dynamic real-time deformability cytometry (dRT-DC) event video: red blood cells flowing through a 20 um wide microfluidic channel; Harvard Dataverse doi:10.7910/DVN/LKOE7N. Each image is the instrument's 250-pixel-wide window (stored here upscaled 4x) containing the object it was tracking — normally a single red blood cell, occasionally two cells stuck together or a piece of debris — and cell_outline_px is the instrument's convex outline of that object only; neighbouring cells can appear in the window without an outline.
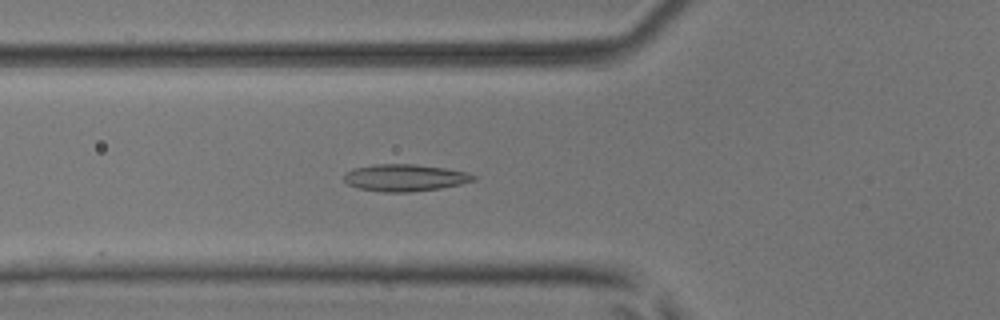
{"species": "common noctule bat (a hibernating species)", "species_latin": "Nyctalus noctula", "temperature_condition": "room temperature", "stored_images_in_passage": 53, "camera_frame_rate_fps": 3000, "um_per_image_px": 0.085, "animal": {"sex": "male", "body_mass_g": 17.9, "forearm_length_mm": 54.2}, "frame": {"image": 1, "passage_image": 19, "time_ms": 6.0, "image_size_px": [1000, 320], "cell_outline_px": [[476, 180], [460, 184], [440, 188], [408, 192], [380, 192], [356, 188], [348, 184], [344, 180], [344, 176], [352, 168], [376, 164], [416, 164], [444, 168], [468, 172], [476, 176]], "centroid_in_image_um": [34.41, 15.11], "position_along_channel_um": 91.4, "area_um2": 20.4}}
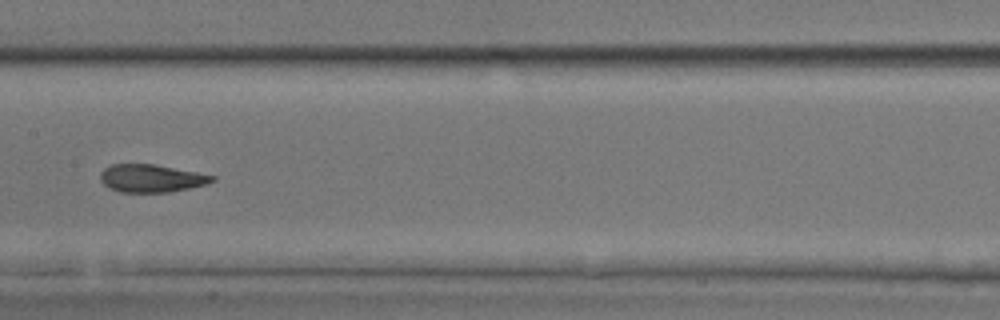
{"frame": {"image": 2, "passage_image": 27, "time_ms": 8.667, "image_size_px": [1000, 320], "cell_outline_px": [[216, 180], [204, 184], [188, 188], [168, 192], [120, 192], [108, 188], [100, 180], [100, 172], [104, 168], [112, 164], [156, 164], [216, 176]], "centroid_in_image_um": [12.82, 15.15], "position_along_channel_um": 194.6, "area_um2": 18.09}}
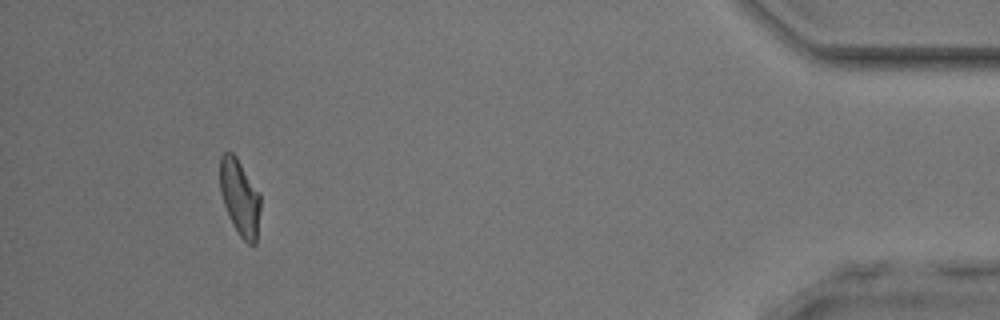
{"frame": {"image": 3, "passage_image": 49, "time_ms": 16.0, "image_size_px": [1000, 320], "cell_outline_px": [[260, 208], [256, 244], [248, 244], [240, 236], [232, 224], [228, 216], [220, 192], [220, 156], [224, 152], [232, 152], [236, 156], [260, 192]], "centroid_in_image_um": [20.38, 16.77], "position_along_channel_um": 414.8, "area_um2": 18.09}, "authors_computed_cell_mechanics": {"area_um2": 18.9006, "velocity_mm_per_s": 3.8673, "shape_relaxation_time_tau1_ms": 8.4703, "shape_relaxation_time_tau2_ms": 1.772, "deformation_change_tau1": 0.1934, "deformation_change_tau2": 0.0968}}